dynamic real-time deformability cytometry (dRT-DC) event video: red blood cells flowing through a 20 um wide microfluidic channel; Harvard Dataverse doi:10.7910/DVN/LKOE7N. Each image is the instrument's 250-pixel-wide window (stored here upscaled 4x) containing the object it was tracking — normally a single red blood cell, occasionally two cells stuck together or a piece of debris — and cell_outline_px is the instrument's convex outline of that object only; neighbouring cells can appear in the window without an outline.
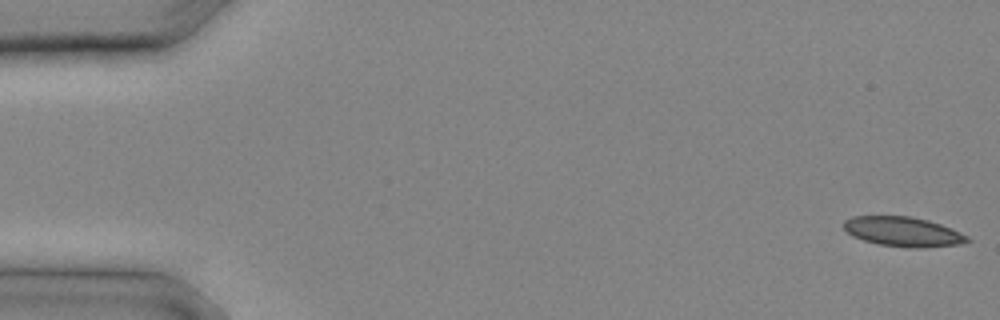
{"species": "common noctule bat (a hibernating species)", "species_latin": "Nyctalus noctula", "temperature_condition": "cold", "stored_images_in_passage": 6, "camera_frame_rate_fps": 3000, "um_per_image_px": 0.085, "animal": {"sex": "male", "body_mass_g": 20.4}, "frame": {"image": 1, "passage_image": 1, "time_ms": 0.0, "image_size_px": [1000, 320], "cell_outline_px": [[972, 240], [960, 244], [924, 248], [908, 248], [880, 244], [864, 240], [852, 236], [844, 228], [844, 220], [852, 216], [908, 216], [928, 220], [940, 224], [960, 232], [968, 236]], "centroid_in_image_um": [76.77, 19.7], "position_along_channel_um": 8.2, "area_um2": 21.33}}